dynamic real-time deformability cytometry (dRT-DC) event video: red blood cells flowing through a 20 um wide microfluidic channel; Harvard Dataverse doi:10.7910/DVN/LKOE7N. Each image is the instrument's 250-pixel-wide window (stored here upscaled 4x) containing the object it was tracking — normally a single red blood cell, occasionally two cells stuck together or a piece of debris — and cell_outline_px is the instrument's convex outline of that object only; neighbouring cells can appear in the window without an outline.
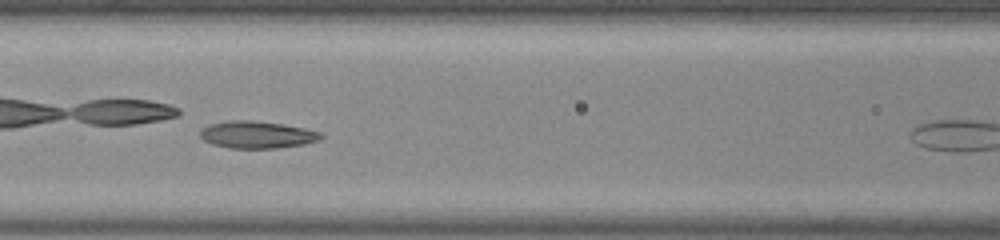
{"species": "common noctule bat (a hibernating species)", "species_latin": "Nyctalus noctula", "temperature_condition": "room temperature", "stored_images_in_passage": 38, "camera_frame_rate_fps": 3000, "um_per_image_px": 0.085, "animal": {"sex": "male", "body_mass_g": 20.0, "forearm_length_mm": 53.3}, "frame": {"image": 1, "passage_image": 12, "time_ms": 3.667, "image_size_px": [1000, 240], "cell_outline_px": [[324, 136], [320, 140], [304, 144], [276, 148], [232, 148], [212, 144], [204, 140], [200, 136], [200, 132], [208, 124], [228, 120], [248, 120], [280, 124], [304, 128], [320, 132]], "centroid_in_image_um": [21.84, 11.45], "position_along_channel_um": 144.8, "area_um2": 18.96}, "authors_computed_cell_mechanics": {"area_um2": 18.9006, "velocity_mm_per_s": 3.849, "shape_relaxation_time_tau1_ms": 1.6348, "shape_relaxation_time_tau2_ms": null, "deformation_change_tau1": 0.2552, "deformation_change_tau2": null}}